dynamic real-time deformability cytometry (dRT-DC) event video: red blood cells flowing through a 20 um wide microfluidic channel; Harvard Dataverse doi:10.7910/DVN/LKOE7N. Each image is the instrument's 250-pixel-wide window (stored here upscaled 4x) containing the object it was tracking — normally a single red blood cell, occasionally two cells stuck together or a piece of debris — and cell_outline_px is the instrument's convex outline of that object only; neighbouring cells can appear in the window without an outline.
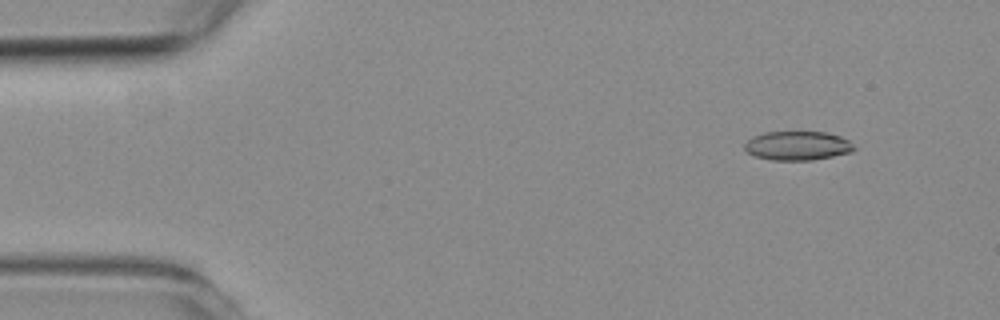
{"species": "common noctule bat (a hibernating species)", "species_latin": "Nyctalus noctula", "temperature_condition": "room temperature", "stored_images_in_passage": 57, "camera_frame_rate_fps": 3000, "um_per_image_px": 0.085, "animal": {"sex": "female", "body_mass_g": 19.3, "forearm_length_mm": 54.1}, "frame": {"image": 1, "passage_image": 6, "time_ms": 1.667, "image_size_px": [1000, 320], "cell_outline_px": [[856, 148], [852, 152], [812, 160], [772, 160], [756, 156], [748, 152], [744, 148], [744, 144], [752, 136], [764, 132], [828, 132], [840, 136], [848, 140]], "centroid_in_image_um": [67.79, 12.38], "position_along_channel_um": 17.2, "area_um2": 18.5}}
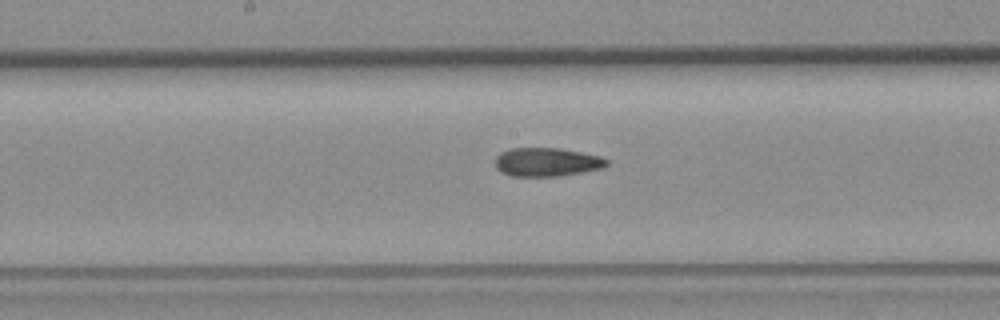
{"frame": {"image": 2, "passage_image": 29, "time_ms": 9.333, "image_size_px": [1000, 320], "cell_outline_px": [[608, 164], [604, 168], [560, 176], [512, 176], [500, 172], [496, 168], [496, 156], [500, 152], [512, 148], [560, 148], [600, 156], [608, 160]], "centroid_in_image_um": [46.47, 13.78], "position_along_channel_um": 201.7, "area_um2": 18.67}}
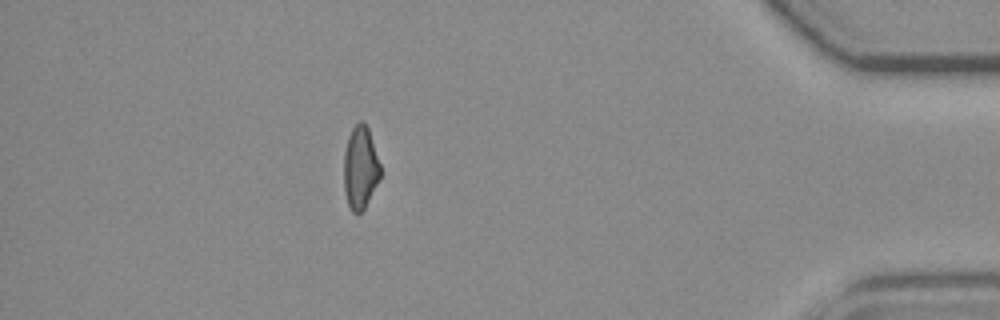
{"frame": {"image": 3, "passage_image": 50, "time_ms": 16.333, "image_size_px": [1000, 320], "cell_outline_px": [[380, 176], [364, 208], [360, 212], [352, 212], [348, 204], [344, 192], [344, 152], [348, 136], [352, 128], [360, 120], [364, 120], [368, 128], [380, 164]], "centroid_in_image_um": [30.61, 14.21], "position_along_channel_um": 404.6, "area_um2": 17.4}, "authors_computed_cell_mechanics": {"area_um2": 18.785, "velocity_mm_per_s": 3.6383, "shape_relaxation_time_tau1_ms": null, "shape_relaxation_time_tau2_ms": 3.866, "deformation_change_tau1": null, "deformation_change_tau2": 0.126}}